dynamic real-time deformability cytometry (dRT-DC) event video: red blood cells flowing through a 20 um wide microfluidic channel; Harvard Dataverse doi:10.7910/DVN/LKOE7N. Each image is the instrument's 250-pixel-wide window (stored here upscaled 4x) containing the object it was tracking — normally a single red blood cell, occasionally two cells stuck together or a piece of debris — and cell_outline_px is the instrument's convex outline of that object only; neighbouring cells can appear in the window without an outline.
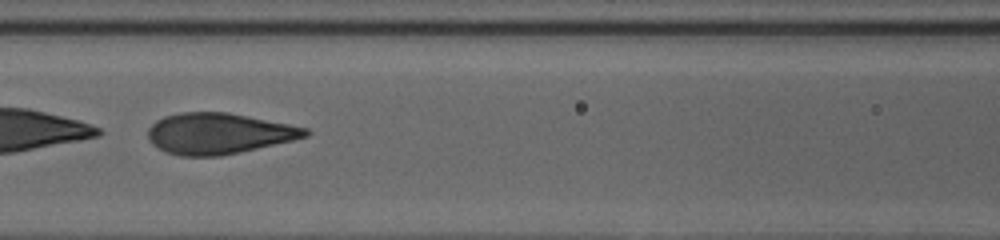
{"species": "human", "species_latin": "Homo sapiens", "temperature_condition": "cold", "stored_images_in_passage": 34, "camera_frame_rate_fps": 3000, "um_per_image_px": 0.085, "donor": {"sex": "female"}, "frame": {"image": 1, "passage_image": 12, "time_ms": 3.667, "image_size_px": [1000, 240], "cell_outline_px": [[312, 132], [308, 136], [292, 140], [240, 152], [220, 156], [180, 156], [164, 152], [152, 144], [148, 140], [148, 128], [156, 120], [164, 116], [180, 112], [228, 112], [308, 128]], "centroid_in_image_um": [18.55, 11.35], "position_along_channel_um": 148.0, "area_um2": 37.63}}
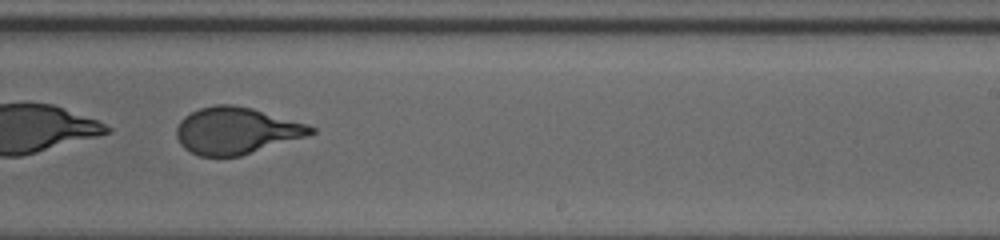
{"frame": {"image": 2, "passage_image": 21, "time_ms": 6.667, "image_size_px": [1000, 240], "cell_outline_px": [[316, 132], [304, 136], [240, 156], [200, 156], [184, 148], [180, 144], [176, 136], [176, 128], [180, 120], [184, 116], [200, 108], [216, 104], [232, 104], [252, 108], [308, 124], [316, 128]], "centroid_in_image_um": [20.05, 11.09], "position_along_channel_um": 269.0, "area_um2": 36.3}}
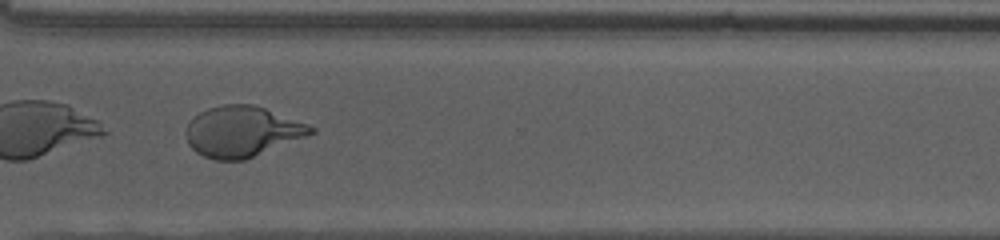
{"frame": {"image": 3, "passage_image": 27, "time_ms": 8.667, "image_size_px": [1000, 240], "cell_outline_px": [[316, 132], [308, 136], [244, 160], [216, 160], [204, 156], [196, 152], [188, 144], [184, 132], [188, 124], [200, 112], [208, 108], [224, 104], [252, 104], [264, 108], [308, 124], [316, 128]], "centroid_in_image_um": [20.58, 11.19], "position_along_channel_um": 350.0, "area_um2": 36.76}}